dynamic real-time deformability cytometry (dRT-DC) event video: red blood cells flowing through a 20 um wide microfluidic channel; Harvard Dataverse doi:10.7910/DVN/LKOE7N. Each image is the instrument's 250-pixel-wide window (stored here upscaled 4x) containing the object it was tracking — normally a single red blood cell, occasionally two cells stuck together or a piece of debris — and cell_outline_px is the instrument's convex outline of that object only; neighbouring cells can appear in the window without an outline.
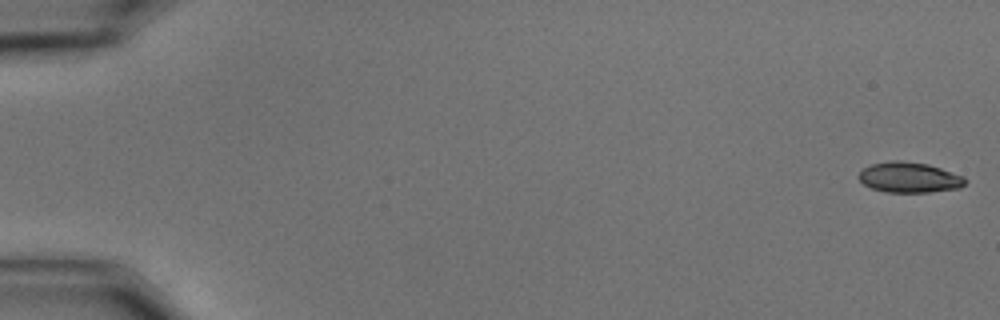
{"species": "common noctule bat (a hibernating species)", "species_latin": "Nyctalus noctula", "temperature_condition": "cold", "stored_images_in_passage": 58, "camera_frame_rate_fps": 3000, "um_per_image_px": 0.085, "animal": {"sex": "male", "body_mass_g": 15.6}, "frame": {"image": 1, "passage_image": 1, "time_ms": 0.0, "image_size_px": [1000, 320], "cell_outline_px": [[968, 180], [960, 188], [928, 192], [888, 192], [872, 188], [864, 184], [856, 176], [864, 168], [872, 164], [896, 160], [900, 160], [928, 164], [964, 176]], "centroid_in_image_um": [77.3, 15.08], "position_along_channel_um": 7.7, "area_um2": 18.79}}
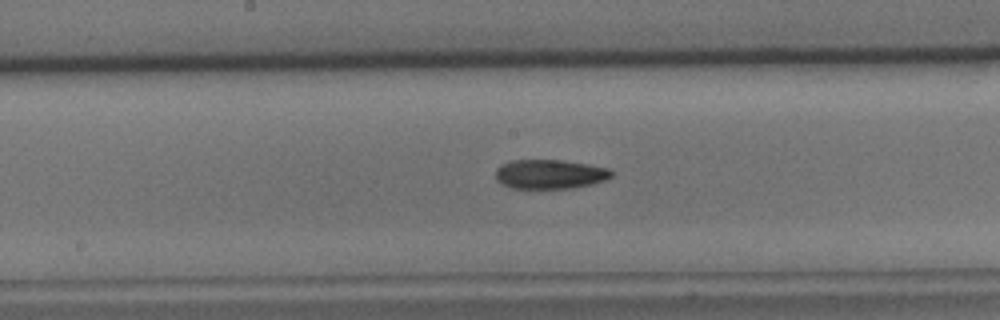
{"frame": {"image": 2, "passage_image": 31, "time_ms": 10.0, "image_size_px": [1000, 320], "cell_outline_px": [[612, 176], [604, 180], [592, 184], [572, 188], [512, 188], [500, 184], [496, 180], [496, 168], [500, 164], [512, 160], [560, 160], [588, 164], [608, 168], [612, 172]], "centroid_in_image_um": [46.69, 14.8], "position_along_channel_um": 201.5, "area_um2": 19.83}}
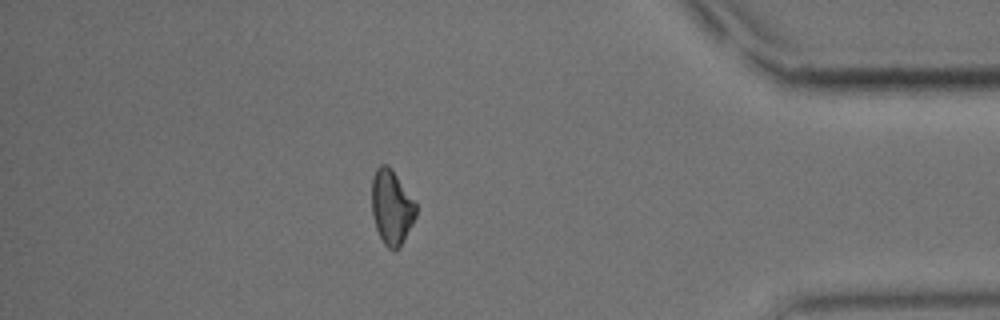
{"frame": {"image": 3, "passage_image": 51, "time_ms": 16.667, "image_size_px": [1000, 320], "cell_outline_px": [[416, 216], [400, 248], [388, 248], [384, 244], [376, 228], [372, 212], [372, 176], [376, 168], [380, 164], [388, 164], [392, 168], [416, 204]], "centroid_in_image_um": [33.27, 17.58], "position_along_channel_um": 401.9, "area_um2": 19.13}, "authors_computed_cell_mechanics": {"area_um2": 19.5075, "velocity_mm_per_s": 3.4998, "shape_relaxation_time_tau1_ms": 5.3222, "shape_relaxation_time_tau2_ms": 7.1859, "deformation_change_tau1": 0.155, "deformation_change_tau2": 0.1465}}